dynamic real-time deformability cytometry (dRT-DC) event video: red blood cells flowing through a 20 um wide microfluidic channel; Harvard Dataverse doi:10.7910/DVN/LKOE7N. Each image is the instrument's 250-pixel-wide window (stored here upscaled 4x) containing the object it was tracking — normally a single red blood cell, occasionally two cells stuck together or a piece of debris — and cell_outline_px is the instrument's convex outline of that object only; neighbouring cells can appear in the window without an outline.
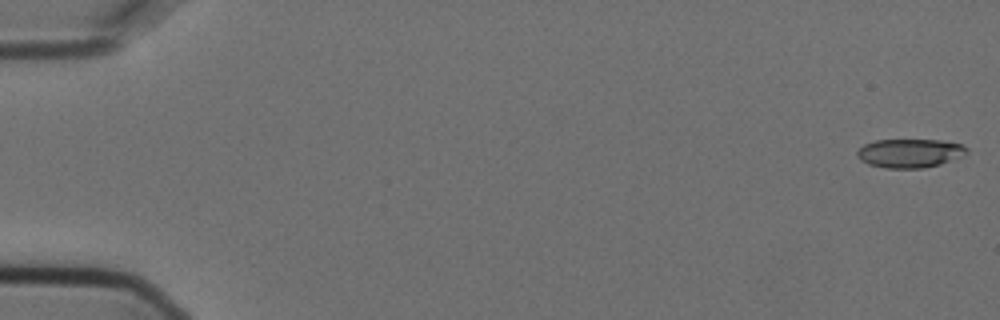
{"species": "Egyptian fruit bat (a non-hibernating species)", "species_latin": "Rousettus aegyptiacus", "temperature_condition": "cold", "stored_images_in_passage": 7, "segment_of_instrument_passage": [1, 2], "camera_frame_rate_fps": 3000, "um_per_image_px": 0.085, "animal": {"sex": "female"}, "frame": {"image": 1, "passage_image": 1, "time_ms": 0.0, "image_size_px": [1000, 320], "cell_outline_px": [[968, 152], [964, 156], [940, 164], [924, 168], [884, 168], [868, 164], [860, 160], [856, 156], [856, 152], [864, 144], [876, 140], [940, 140], [964, 144], [968, 148]], "centroid_in_image_um": [77.35, 13.02], "position_along_channel_um": 7.6, "area_um2": 18.61}}
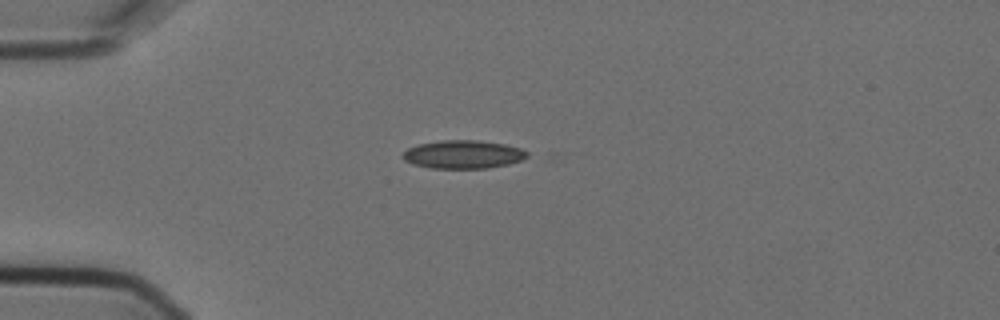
{"frame": {"image": 2, "passage_image": 5, "time_ms": 1.333, "image_size_px": [1000, 320], "cell_outline_px": [[528, 156], [520, 160], [508, 164], [488, 168], [432, 168], [412, 164], [404, 160], [400, 156], [408, 148], [420, 144], [440, 140], [476, 140], [504, 144], [520, 148], [528, 152]], "centroid_in_image_um": [39.34, 13.12], "position_along_channel_um": 45.7, "area_um2": 20.4}}